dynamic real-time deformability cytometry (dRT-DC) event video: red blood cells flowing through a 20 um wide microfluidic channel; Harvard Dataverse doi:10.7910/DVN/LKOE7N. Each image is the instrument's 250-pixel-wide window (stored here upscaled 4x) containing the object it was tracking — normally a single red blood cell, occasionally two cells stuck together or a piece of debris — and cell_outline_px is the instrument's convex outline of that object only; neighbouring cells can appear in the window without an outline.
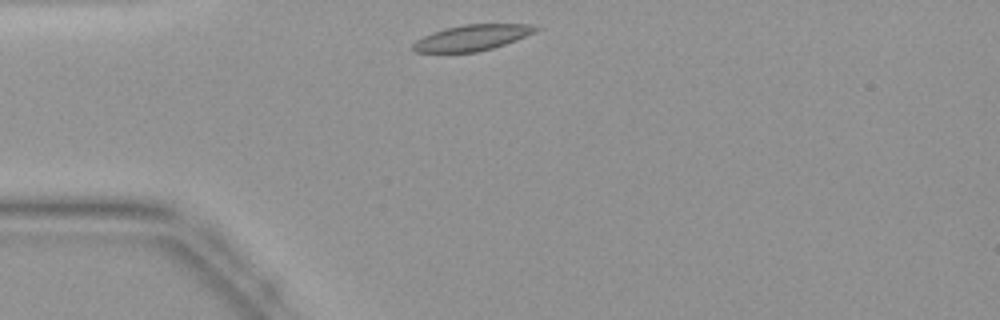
{"species": "common noctule bat (a hibernating species)", "species_latin": "Nyctalus noctula", "temperature_condition": "warm", "stored_images_in_passage": 28, "camera_frame_rate_fps": 3000, "um_per_image_px": 0.085, "animal": {"sex": "female", "body_mass_g": 19.9}, "frame": {"image": 1, "passage_image": 1, "time_ms": 0.0, "image_size_px": [1000, 320], "cell_outline_px": [[540, 28], [536, 32], [516, 40], [492, 48], [476, 52], [416, 52], [412, 48], [412, 44], [416, 40], [432, 32], [444, 28], [464, 24], [528, 24]], "centroid_in_image_um": [40.11, 3.2], "position_along_channel_um": 44.9, "area_um2": 18.38}}
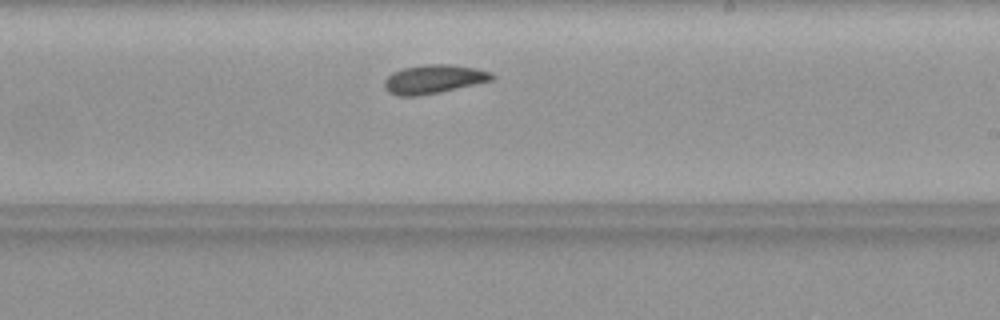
{"frame": {"image": 2, "passage_image": 16, "time_ms": 5.0, "image_size_px": [1000, 320], "cell_outline_px": [[496, 76], [492, 80], [440, 92], [420, 96], [396, 96], [388, 92], [384, 88], [384, 80], [392, 72], [404, 68], [424, 64], [452, 64], [476, 68], [492, 72]], "centroid_in_image_um": [36.85, 6.73], "position_along_channel_um": 252.1, "area_um2": 18.21}}
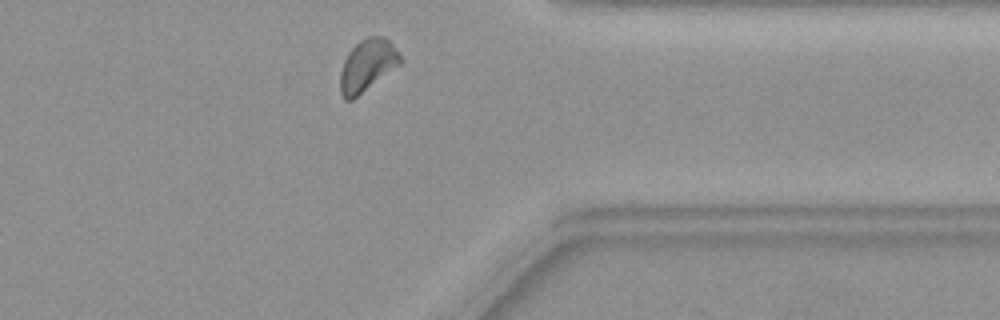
{"frame": {"image": 3, "passage_image": 25, "time_ms": 8.0, "image_size_px": [1000, 320], "cell_outline_px": [[404, 60], [400, 64], [352, 100], [344, 100], [340, 92], [340, 72], [344, 60], [348, 52], [360, 40], [368, 36], [384, 36], [400, 52]], "centroid_in_image_um": [31.23, 5.54], "position_along_channel_um": 380.2, "area_um2": 18.21}}